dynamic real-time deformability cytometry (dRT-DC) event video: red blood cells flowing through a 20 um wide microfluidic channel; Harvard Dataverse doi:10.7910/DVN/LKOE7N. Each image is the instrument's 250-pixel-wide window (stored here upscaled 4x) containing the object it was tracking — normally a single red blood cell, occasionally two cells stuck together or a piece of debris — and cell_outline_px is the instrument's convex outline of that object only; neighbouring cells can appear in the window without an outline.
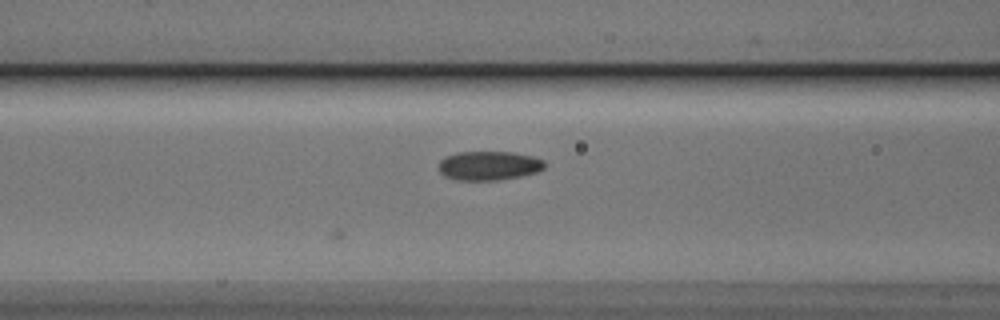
{"species": "Egyptian fruit bat (a non-hibernating species)", "species_latin": "Rousettus aegyptiacus", "temperature_condition": "cold", "stored_images_in_passage": 10, "camera_frame_rate_fps": 3000, "um_per_image_px": 0.085, "animal": {"sex": "male"}, "frame": {"image": 1, "passage_image": 10, "time_ms": 3.0, "image_size_px": [1000, 320], "cell_outline_px": [[548, 164], [544, 168], [536, 172], [520, 176], [496, 180], [456, 180], [444, 176], [440, 172], [440, 160], [444, 156], [456, 152], [512, 152], [532, 156], [544, 160]], "centroid_in_image_um": [41.56, 14.07], "position_along_channel_um": 125.0, "area_um2": 18.03}}